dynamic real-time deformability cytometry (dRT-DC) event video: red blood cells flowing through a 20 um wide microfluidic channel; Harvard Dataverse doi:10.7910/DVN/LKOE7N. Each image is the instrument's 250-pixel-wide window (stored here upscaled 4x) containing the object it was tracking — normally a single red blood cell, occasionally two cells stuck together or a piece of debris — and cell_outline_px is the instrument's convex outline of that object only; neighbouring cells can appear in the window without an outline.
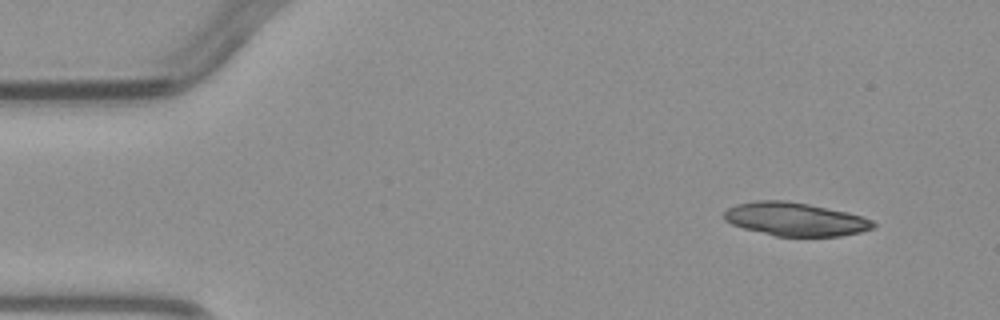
{"species": "common noctule bat (a hibernating species)", "species_latin": "Nyctalus noctula", "temperature_condition": "warm", "stored_images_in_passage": 3, "segment_of_instrument_passage": [2, 2], "camera_frame_rate_fps": 3000, "um_per_image_px": 0.085, "animal": {"sex": "male", "body_mass_g": 23.1, "forearm_length_mm": 52.7}, "frame": {"image": 1, "passage_image": 3, "time_ms": 2.333, "image_size_px": [1000, 320], "cell_outline_px": [[876, 228], [860, 232], [840, 236], [776, 236], [744, 228], [732, 224], [724, 220], [724, 212], [728, 208], [736, 204], [752, 200], [784, 200], [808, 204], [848, 212], [864, 216], [872, 220], [876, 224]], "centroid_in_image_um": [67.62, 18.62], "position_along_channel_um": 17.4, "area_um2": 29.13}}